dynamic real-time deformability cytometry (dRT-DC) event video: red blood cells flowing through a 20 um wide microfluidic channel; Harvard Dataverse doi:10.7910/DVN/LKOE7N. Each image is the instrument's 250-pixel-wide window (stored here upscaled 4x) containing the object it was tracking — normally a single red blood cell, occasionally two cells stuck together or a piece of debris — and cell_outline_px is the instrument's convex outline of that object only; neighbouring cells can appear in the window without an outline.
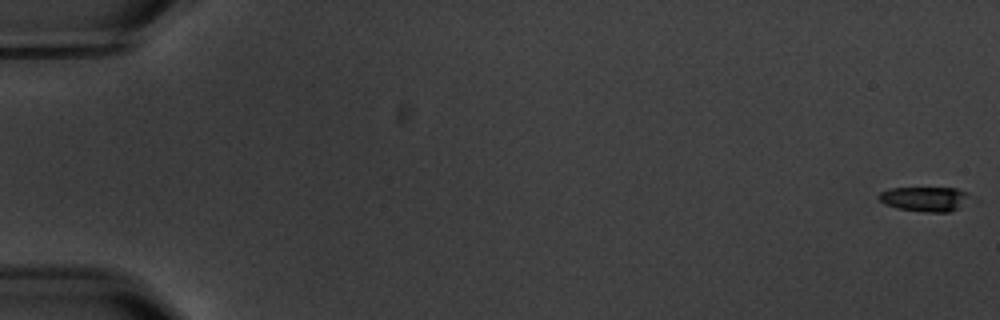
{"species": "common noctule bat (a hibernating species)", "species_latin": "Nyctalus noctula", "temperature_condition": "warm", "stored_images_in_passage": 6, "camera_frame_rate_fps": 3000, "um_per_image_px": 0.085, "animal": {"sex": "male", "body_mass_g": 20.1, "forearm_length_mm": 53.5}, "frame": {"image": 1, "passage_image": 1, "time_ms": 0.0, "image_size_px": [1000, 320], "cell_outline_px": [[972, 196], [956, 208], [948, 212], [924, 212], [896, 208], [884, 204], [876, 196], [880, 192], [888, 188], [956, 188], [968, 192]], "centroid_in_image_um": [78.56, 16.9], "position_along_channel_um": 6.4, "area_um2": 13.12}}
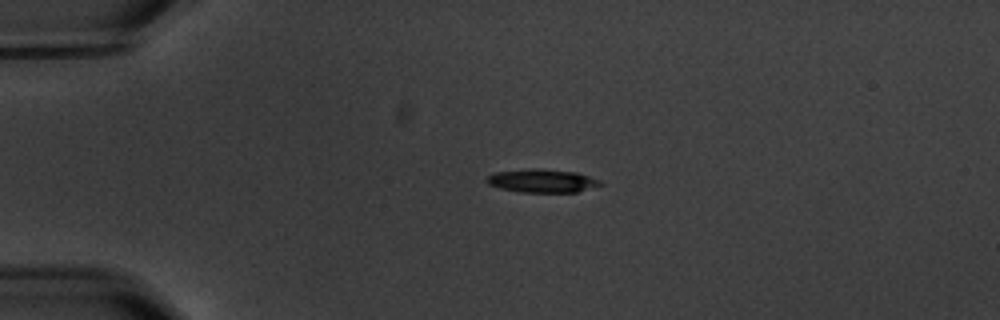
{"frame": {"image": 2, "passage_image": 5, "time_ms": 4.667, "image_size_px": [1000, 320], "cell_outline_px": [[604, 184], [576, 192], [520, 192], [500, 188], [488, 184], [484, 180], [488, 176], [496, 172], [532, 168], [536, 168], [576, 172], [600, 180]], "centroid_in_image_um": [46.07, 15.37], "position_along_channel_um": 38.9, "area_um2": 15.37}}